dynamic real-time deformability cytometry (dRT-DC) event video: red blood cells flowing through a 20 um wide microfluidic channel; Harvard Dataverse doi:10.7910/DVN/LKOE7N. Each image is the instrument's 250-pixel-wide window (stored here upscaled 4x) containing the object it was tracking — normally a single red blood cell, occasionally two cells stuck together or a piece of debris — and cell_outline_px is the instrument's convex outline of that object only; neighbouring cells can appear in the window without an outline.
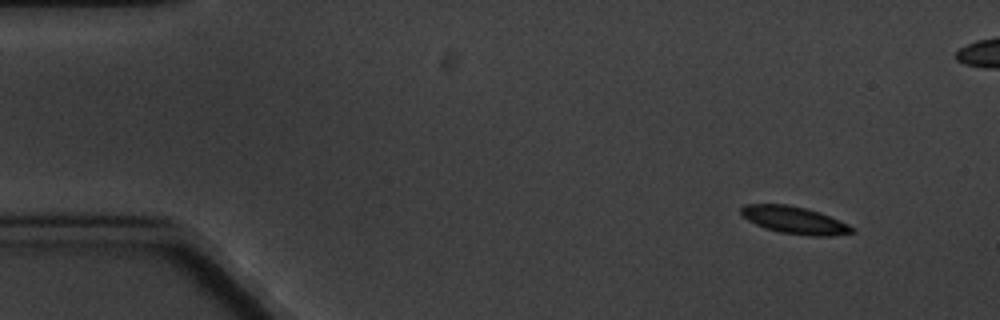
{"species": "common noctule bat (a hibernating species)", "species_latin": "Nyctalus noctula", "temperature_condition": "cold", "stored_images_in_passage": 4, "camera_frame_rate_fps": 3000, "um_per_image_px": 0.085, "animal": {"sex": "male", "body_mass_g": 20.1, "forearm_length_mm": 53.5}, "frame": {"image": 1, "passage_image": 4, "time_ms": 4.333, "image_size_px": [1000, 320], "cell_outline_px": [[856, 232], [832, 236], [808, 236], [780, 232], [764, 228], [740, 216], [740, 208], [744, 204], [788, 204], [820, 212], [848, 224], [856, 228]], "centroid_in_image_um": [67.53, 18.71], "position_along_channel_um": 17.5, "area_um2": 17.86}}